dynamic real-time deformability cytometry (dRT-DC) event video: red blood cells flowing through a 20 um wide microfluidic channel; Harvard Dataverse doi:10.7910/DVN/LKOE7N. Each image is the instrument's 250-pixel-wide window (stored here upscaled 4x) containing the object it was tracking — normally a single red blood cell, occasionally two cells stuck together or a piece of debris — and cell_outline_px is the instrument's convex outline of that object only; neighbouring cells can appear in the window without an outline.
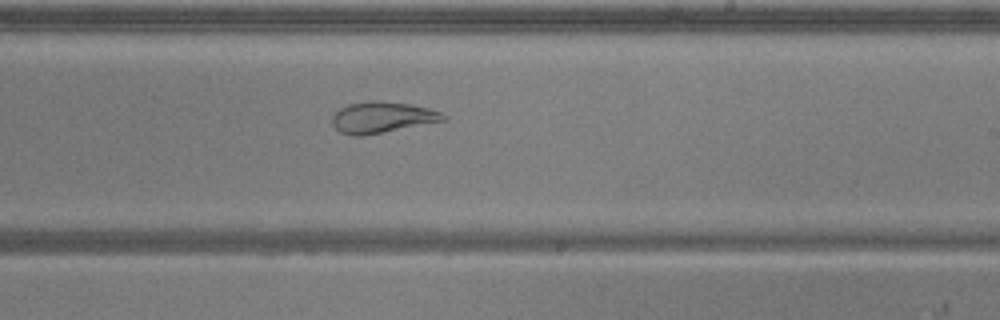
{"species": "common noctule bat (a hibernating species)", "species_latin": "Nyctalus noctula", "temperature_condition": "warm", "stored_images_in_passage": 51, "camera_frame_rate_fps": 3000, "um_per_image_px": 0.085, "animal": {"sex": "male", "body_mass_g": 20.5, "forearm_length_mm": 52.5}, "frame": {"image": 1, "passage_image": 30, "time_ms": 9.667, "image_size_px": [1000, 320], "cell_outline_px": [[448, 120], [360, 136], [352, 136], [340, 132], [332, 124], [332, 116], [340, 108], [348, 104], [368, 100], [380, 100], [408, 104], [428, 108], [440, 112], [448, 116]], "centroid_in_image_um": [32.48, 9.96], "position_along_channel_um": 256.5, "area_um2": 20.17}}
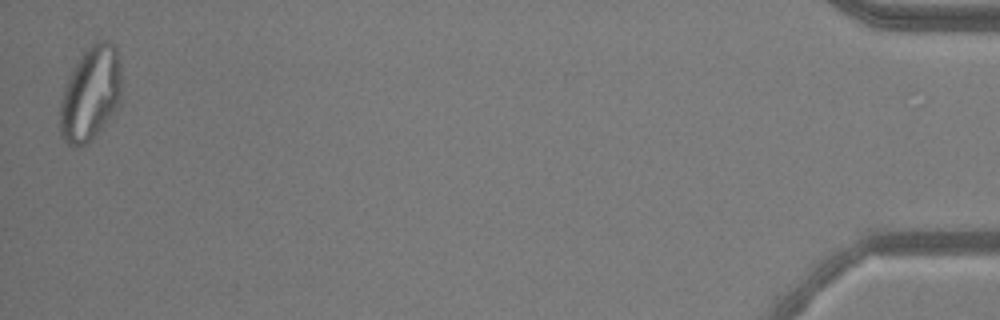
{"frame": {"image": 2, "passage_image": 51, "time_ms": 16.667, "image_size_px": [1000, 320], "cell_outline_px": [[120, 100], [116, 108], [92, 140], [80, 148], [72, 148], [60, 136], [60, 104], [64, 88], [72, 68], [80, 56], [96, 40], [108, 40], [116, 48], [120, 64]], "centroid_in_image_um": [7.67, 7.99], "position_along_channel_um": 427.5, "area_um2": 33.81}, "authors_computed_cell_mechanics": {"area_um2": 28.1486, "velocity_mm_per_s": 3.8457, "shape_relaxation_time_tau1_ms": null, "shape_relaxation_time_tau2_ms": 1.2731, "deformation_change_tau1": null, "deformation_change_tau2": 0.0783}}